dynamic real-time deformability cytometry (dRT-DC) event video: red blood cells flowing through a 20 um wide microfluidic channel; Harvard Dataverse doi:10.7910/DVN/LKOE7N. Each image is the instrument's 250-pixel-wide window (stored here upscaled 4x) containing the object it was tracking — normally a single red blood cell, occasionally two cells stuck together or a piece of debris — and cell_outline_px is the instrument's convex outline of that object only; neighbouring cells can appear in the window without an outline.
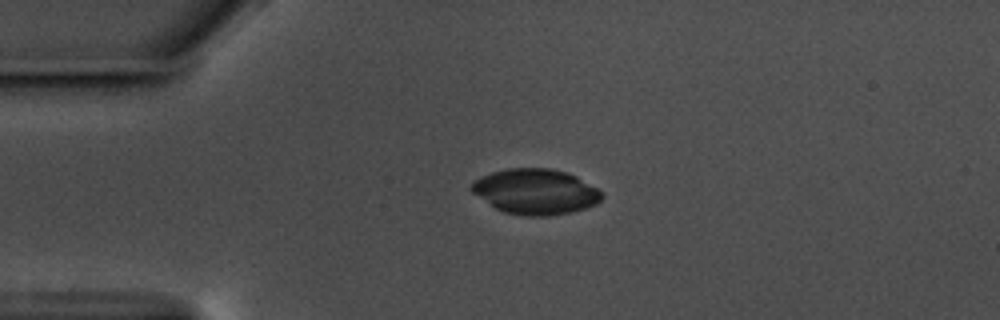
{"species": "common noctule bat (a hibernating species)", "species_latin": "Nyctalus noctula", "temperature_condition": "warm", "stored_images_in_passage": 45, "camera_frame_rate_fps": 3000, "um_per_image_px": 0.085, "animal": {"sex": "male", "body_mass_g": 17.5, "forearm_length_mm": 52.3}, "frame": {"image": 1, "passage_image": 1, "time_ms": 0.0, "image_size_px": [1000, 320], "cell_outline_px": [[604, 196], [596, 204], [572, 212], [548, 216], [524, 216], [504, 212], [496, 208], [472, 192], [472, 184], [480, 176], [492, 172], [508, 168], [548, 168], [564, 172], [576, 176], [604, 192]], "centroid_in_image_um": [45.55, 16.29], "position_along_channel_um": 39.5, "area_um2": 34.28}}
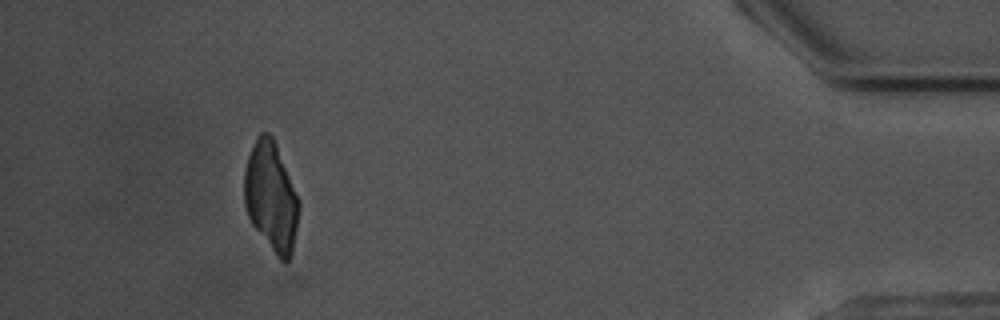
{"frame": {"image": 2, "passage_image": 40, "time_ms": 13.0, "image_size_px": [1000, 320], "cell_outline_px": [[300, 208], [292, 256], [288, 260], [280, 260], [276, 256], [252, 224], [248, 216], [244, 204], [244, 168], [252, 144], [256, 136], [260, 132], [268, 132], [272, 136], [276, 144], [300, 200]], "centroid_in_image_um": [23.04, 16.71], "position_along_channel_um": 412.2, "area_um2": 35.08}}